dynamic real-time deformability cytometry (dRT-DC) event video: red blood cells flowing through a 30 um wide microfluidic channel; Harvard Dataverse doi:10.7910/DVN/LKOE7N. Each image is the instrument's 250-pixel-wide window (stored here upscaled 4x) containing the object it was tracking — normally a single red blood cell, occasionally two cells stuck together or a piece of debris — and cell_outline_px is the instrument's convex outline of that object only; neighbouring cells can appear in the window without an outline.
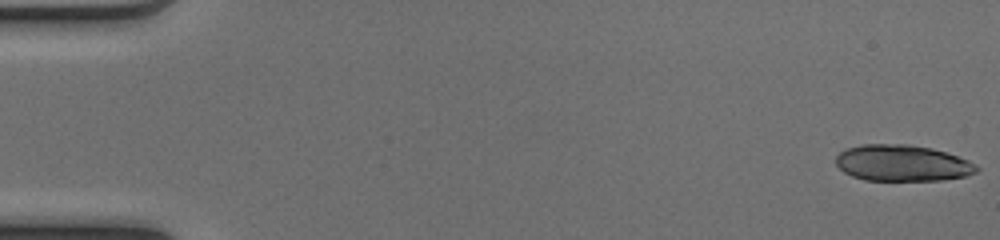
{"species": "common noctule bat (a hibernating species)", "species_latin": "Nyctalus noctula", "temperature_condition": "cold", "stored_images_in_passage": 50, "segment_of_instrument_passage": [1, 2], "camera_frame_rate_fps": 3000, "um_per_image_px": 0.085, "animal": {"sex": "female", "body_mass_g": 17.0, "forearm_length_mm": 48.0}, "frame": {"image": 1, "passage_image": 1, "time_ms": 0.0, "image_size_px": [1000, 240], "cell_outline_px": [[980, 168], [976, 172], [968, 176], [940, 180], [864, 180], [852, 176], [844, 172], [836, 164], [836, 156], [840, 152], [848, 148], [864, 144], [908, 144], [932, 148], [968, 160], [976, 164]], "centroid_in_image_um": [76.71, 13.86], "position_along_channel_um": 8.3, "area_um2": 29.71}}
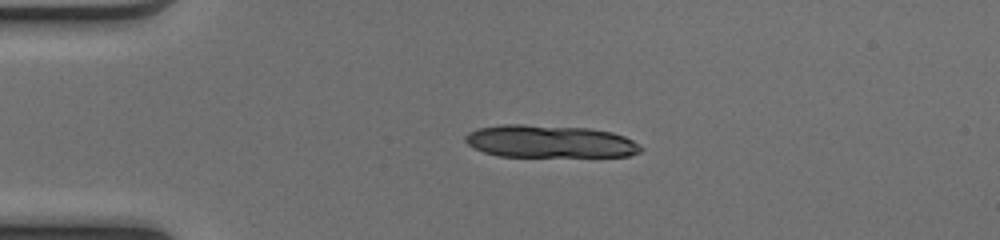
{"frame": {"image": 2, "passage_image": 12, "time_ms": 3.667, "image_size_px": [1000, 240], "cell_outline_px": [[644, 148], [640, 152], [628, 156], [496, 156], [484, 152], [468, 144], [464, 140], [464, 136], [468, 132], [476, 128], [500, 124], [524, 124], [588, 128], [612, 132], [624, 136], [632, 140]], "centroid_in_image_um": [46.7, 12.01], "position_along_channel_um": 38.3, "area_um2": 33.41}}